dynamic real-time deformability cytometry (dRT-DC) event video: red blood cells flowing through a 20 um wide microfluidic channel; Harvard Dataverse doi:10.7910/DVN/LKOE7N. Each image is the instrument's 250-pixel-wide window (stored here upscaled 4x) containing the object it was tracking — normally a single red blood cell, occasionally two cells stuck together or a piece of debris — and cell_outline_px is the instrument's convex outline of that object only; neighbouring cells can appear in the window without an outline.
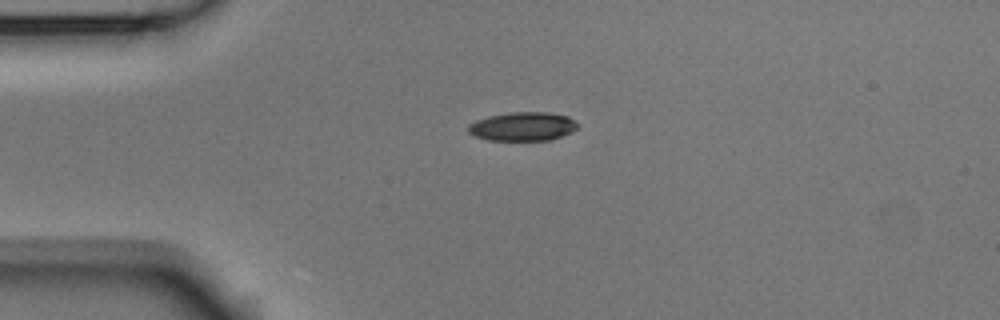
{"species": "Egyptian fruit bat (a non-hibernating species)", "species_latin": "Rousettus aegyptiacus", "temperature_condition": "room temperature", "stored_images_in_passage": 4, "camera_frame_rate_fps": 3000, "um_per_image_px": 0.085, "animal": {"sex": "male"}, "frame": {"image": 1, "passage_image": 1, "time_ms": 0.0, "image_size_px": [1000, 320], "cell_outline_px": [[580, 124], [572, 132], [548, 140], [488, 140], [476, 136], [468, 132], [468, 124], [476, 120], [488, 116], [512, 112], [548, 112], [568, 116]], "centroid_in_image_um": [44.44, 10.74], "position_along_channel_um": 40.6, "area_um2": 18.32}}
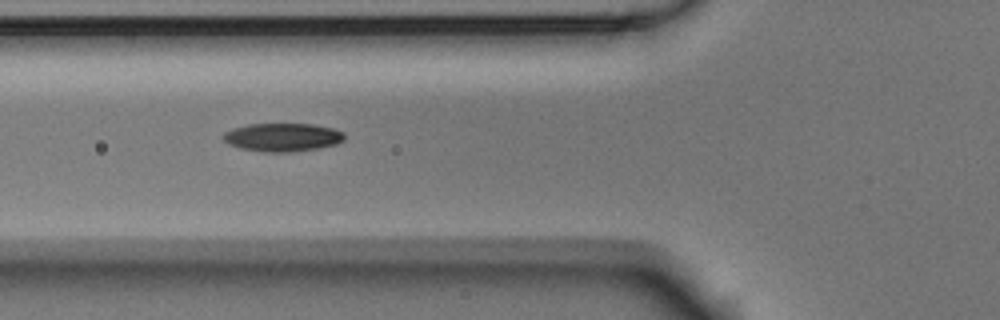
{"frame": {"image": 2, "passage_image": 3, "time_ms": 0.667, "image_size_px": [1000, 320], "cell_outline_px": [[344, 140], [336, 144], [320, 148], [288, 152], [264, 152], [240, 148], [228, 144], [220, 136], [224, 132], [232, 128], [248, 124], [312, 124], [332, 128], [344, 132]], "centroid_in_image_um": [23.98, 11.66], "position_along_channel_um": 101.8, "area_um2": 20.11}}
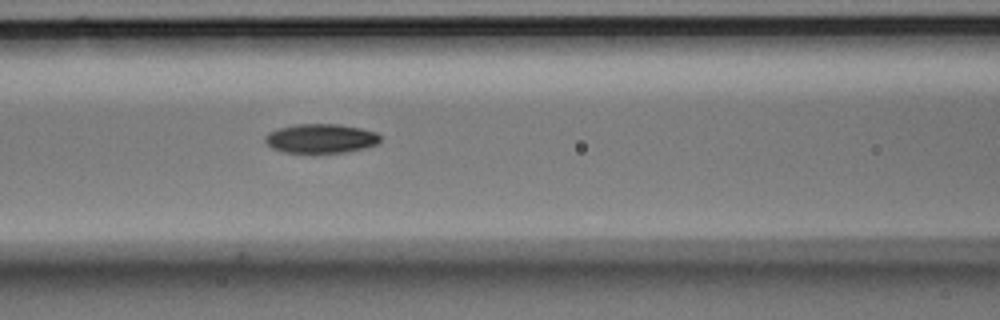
{"frame": {"image": 3, "passage_image": 4, "time_ms": 1.0, "image_size_px": [1000, 320], "cell_outline_px": [[380, 140], [376, 144], [364, 148], [348, 152], [284, 152], [272, 148], [264, 140], [264, 136], [268, 132], [280, 128], [296, 124], [336, 124], [360, 128], [376, 132], [380, 136]], "centroid_in_image_um": [27.26, 11.76], "position_along_channel_um": 139.3, "area_um2": 19.42}}